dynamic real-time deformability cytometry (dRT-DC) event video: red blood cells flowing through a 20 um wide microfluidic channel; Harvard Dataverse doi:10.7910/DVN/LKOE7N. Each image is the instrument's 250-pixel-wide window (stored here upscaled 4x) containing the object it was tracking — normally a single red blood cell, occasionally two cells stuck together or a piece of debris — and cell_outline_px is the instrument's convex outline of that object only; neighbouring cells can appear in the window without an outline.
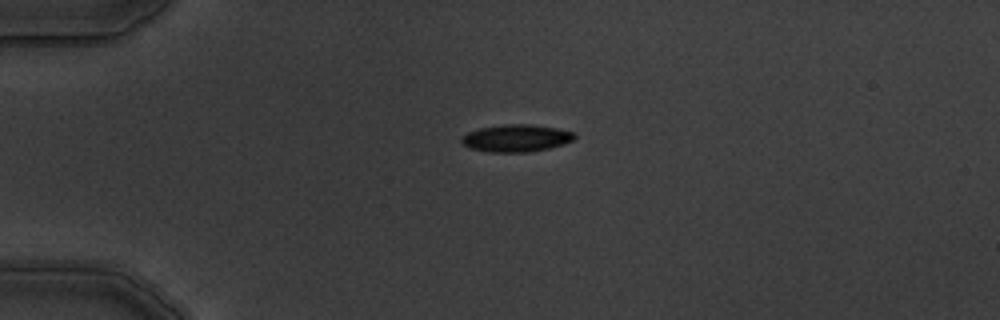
{"species": "common noctule bat (a hibernating species)", "species_latin": "Nyctalus noctula", "temperature_condition": "warm", "stored_images_in_passage": 2, "camera_frame_rate_fps": 3000, "um_per_image_px": 0.085, "animal": {"sex": "male", "body_mass_g": 19.5, "forearm_length_mm": 54.6}, "frame": {"image": 1, "passage_image": 1, "time_ms": 0.0, "image_size_px": [1000, 320], "cell_outline_px": [[576, 136], [572, 140], [564, 144], [548, 148], [528, 152], [488, 152], [468, 148], [460, 140], [468, 132], [480, 128], [504, 124], [532, 124], [556, 128], [576, 132]], "centroid_in_image_um": [43.89, 11.74], "position_along_channel_um": 41.1, "area_um2": 17.98}}